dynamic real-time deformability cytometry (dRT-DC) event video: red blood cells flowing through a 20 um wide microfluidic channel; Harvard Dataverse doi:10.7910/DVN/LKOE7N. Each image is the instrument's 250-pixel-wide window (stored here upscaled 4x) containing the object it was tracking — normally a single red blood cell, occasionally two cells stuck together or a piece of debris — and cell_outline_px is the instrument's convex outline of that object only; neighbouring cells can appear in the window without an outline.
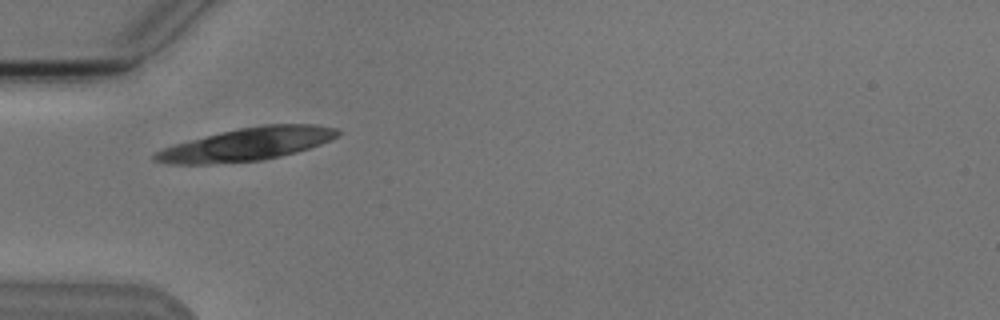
{"species": "Egyptian fruit bat (a non-hibernating species)", "species_latin": "Rousettus aegyptiacus", "temperature_condition": "cold", "stored_images_in_passage": 7, "camera_frame_rate_fps": 3000, "um_per_image_px": 0.085, "animal": {"sex": "male"}, "frame": {"image": 1, "passage_image": 1, "time_ms": 0.0, "image_size_px": [1000, 320], "cell_outline_px": [[340, 132], [336, 136], [320, 144], [296, 152], [280, 156], [260, 160], [208, 164], [168, 164], [152, 160], [152, 152], [188, 140], [220, 132], [240, 128], [264, 124], [316, 124], [336, 128]], "centroid_in_image_um": [20.93, 12.26], "position_along_channel_um": 64.1, "area_um2": 34.74}}
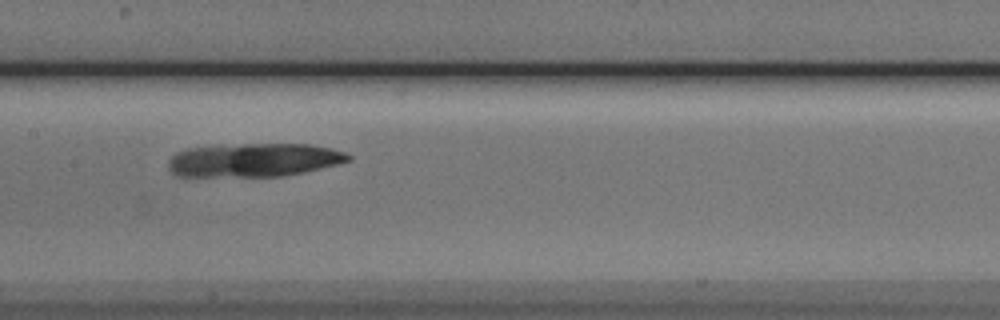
{"frame": {"image": 2, "passage_image": 4, "time_ms": 3.333, "image_size_px": [1000, 320], "cell_outline_px": [[352, 160], [336, 164], [300, 172], [280, 176], [176, 176], [168, 168], [168, 160], [176, 152], [188, 148], [244, 144], [308, 144], [332, 148], [344, 152], [352, 156]], "centroid_in_image_um": [21.56, 13.59], "position_along_channel_um": 185.8, "area_um2": 34.85}}
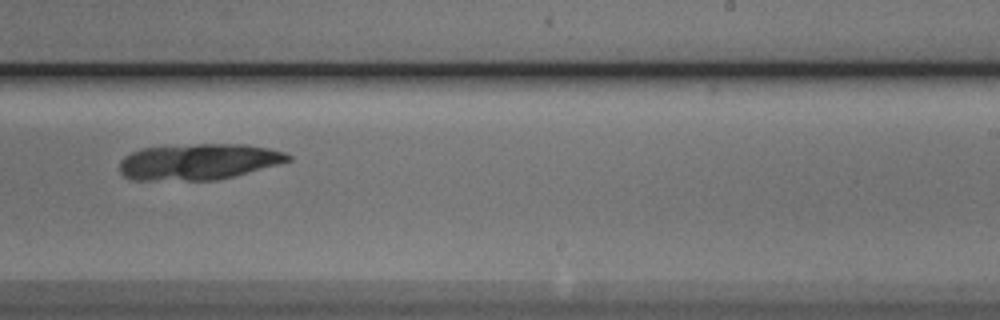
{"frame": {"image": 3, "passage_image": 6, "time_ms": 5.667, "image_size_px": [1000, 320], "cell_outline_px": [[292, 160], [232, 176], [216, 180], [132, 180], [124, 176], [120, 172], [120, 160], [124, 156], [140, 148], [196, 144], [248, 144], [268, 148], [284, 152], [292, 156]], "centroid_in_image_um": [16.84, 13.74], "position_along_channel_um": 272.2, "area_um2": 35.32}}